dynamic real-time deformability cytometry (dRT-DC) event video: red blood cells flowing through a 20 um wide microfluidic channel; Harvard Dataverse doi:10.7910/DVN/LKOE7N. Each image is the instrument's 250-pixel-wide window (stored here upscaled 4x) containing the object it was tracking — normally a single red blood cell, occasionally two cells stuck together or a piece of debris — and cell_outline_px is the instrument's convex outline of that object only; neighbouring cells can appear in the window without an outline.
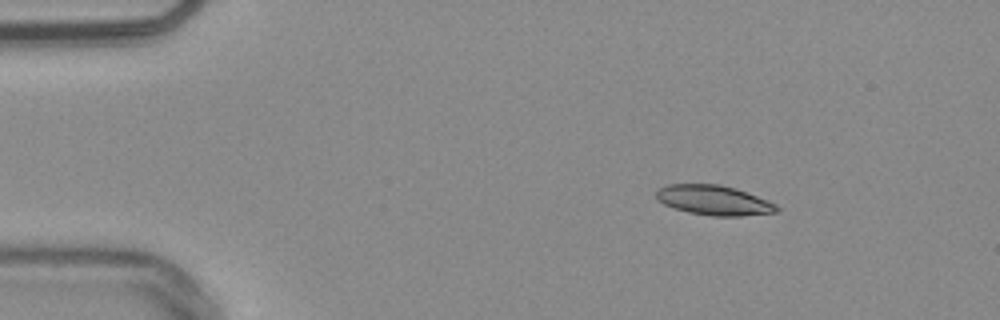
{"species": "common noctule bat (a hibernating species)", "species_latin": "Nyctalus noctula", "temperature_condition": "warm", "stored_images_in_passage": 34, "camera_frame_rate_fps": 3000, "um_per_image_px": 0.085, "animal": {"sex": "male", "body_mass_g": 20.4}, "frame": {"image": 1, "passage_image": 7, "time_ms": 2.0, "image_size_px": [1000, 320], "cell_outline_px": [[780, 208], [776, 212], [740, 216], [712, 216], [688, 212], [664, 204], [656, 200], [656, 192], [660, 188], [668, 184], [720, 184], [736, 188], [768, 200], [776, 204]], "centroid_in_image_um": [60.68, 17.01], "position_along_channel_um": 24.3, "area_um2": 20.92}}
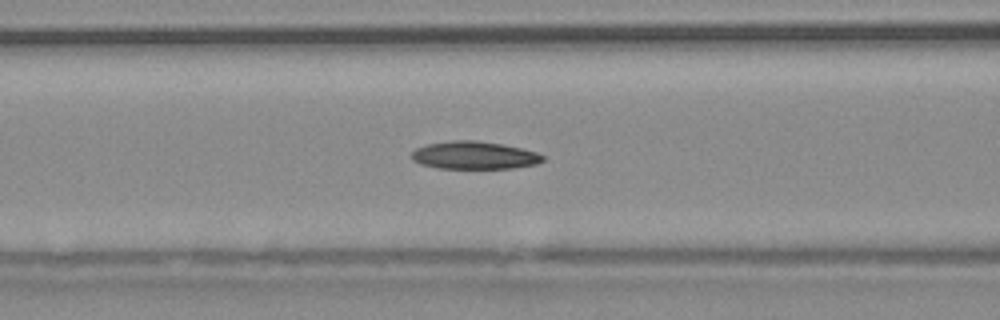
{"frame": {"image": 2, "passage_image": 21, "time_ms": 6.667, "image_size_px": [1000, 320], "cell_outline_px": [[544, 160], [536, 164], [512, 168], [436, 168], [420, 164], [412, 160], [412, 152], [416, 148], [428, 144], [456, 140], [476, 140], [500, 144], [520, 148], [536, 152], [544, 156]], "centroid_in_image_um": [40.29, 13.2], "position_along_channel_um": 126.3, "area_um2": 21.04}}
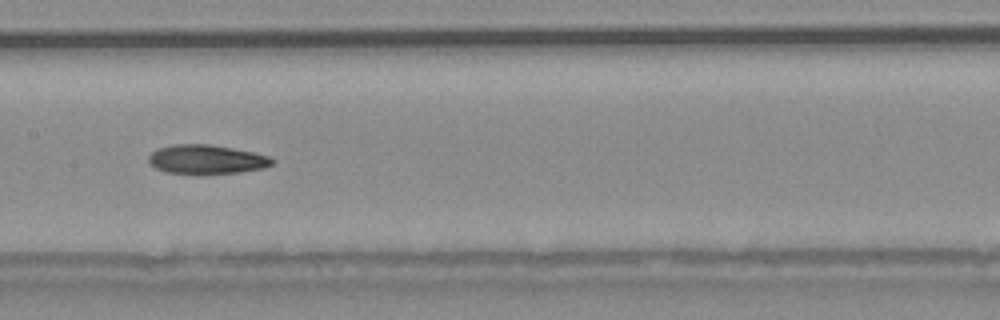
{"frame": {"image": 3, "passage_image": 26, "time_ms": 8.333, "image_size_px": [1000, 320], "cell_outline_px": [[272, 164], [264, 168], [236, 172], [168, 172], [156, 168], [148, 164], [148, 156], [156, 148], [172, 144], [208, 144], [232, 148], [252, 152], [268, 156], [272, 160]], "centroid_in_image_um": [17.49, 13.51], "position_along_channel_um": 189.9, "area_um2": 20.35}}